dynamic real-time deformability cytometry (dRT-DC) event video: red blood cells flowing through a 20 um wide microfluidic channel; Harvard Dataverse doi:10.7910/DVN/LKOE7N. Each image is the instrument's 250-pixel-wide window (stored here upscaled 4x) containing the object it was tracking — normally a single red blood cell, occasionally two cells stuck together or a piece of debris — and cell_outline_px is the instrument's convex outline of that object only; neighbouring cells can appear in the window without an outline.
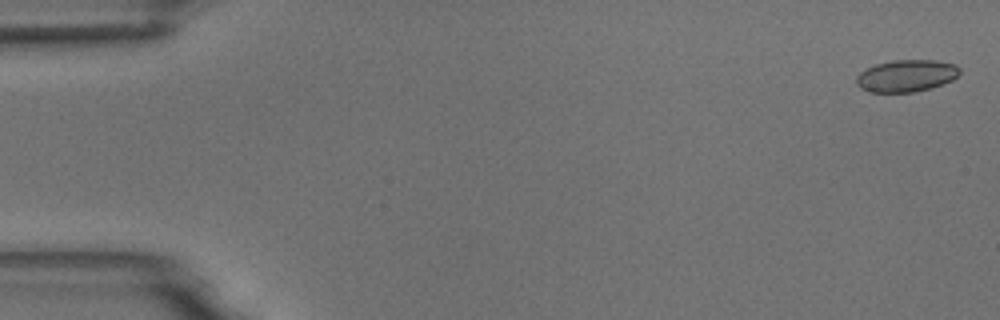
{"species": "common noctule bat (a hibernating species)", "species_latin": "Nyctalus noctula", "temperature_condition": "room temperature", "stored_images_in_passage": 5, "camera_frame_rate_fps": 3000, "um_per_image_px": 0.085, "animal": {"sex": "male", "body_mass_g": 18.8}, "frame": {"image": 1, "passage_image": 1, "time_ms": 0.0, "image_size_px": [1000, 320], "cell_outline_px": [[960, 72], [952, 80], [944, 84], [932, 88], [912, 92], [868, 92], [860, 88], [856, 84], [856, 76], [860, 72], [876, 64], [892, 60], [932, 60], [956, 64], [960, 68]], "centroid_in_image_um": [77.04, 6.45], "position_along_channel_um": 8.0, "area_um2": 19.36}}
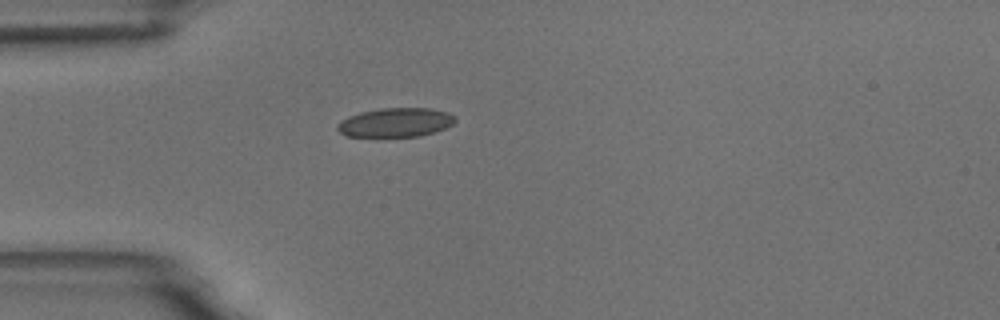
{"frame": {"image": 2, "passage_image": 5, "time_ms": 4.667, "image_size_px": [1000, 320], "cell_outline_px": [[456, 120], [452, 124], [436, 132], [420, 136], [348, 136], [340, 132], [336, 128], [336, 124], [348, 116], [360, 112], [380, 108], [432, 108], [448, 112], [456, 116]], "centroid_in_image_um": [33.64, 10.4], "position_along_channel_um": 51.4, "area_um2": 20.0}}